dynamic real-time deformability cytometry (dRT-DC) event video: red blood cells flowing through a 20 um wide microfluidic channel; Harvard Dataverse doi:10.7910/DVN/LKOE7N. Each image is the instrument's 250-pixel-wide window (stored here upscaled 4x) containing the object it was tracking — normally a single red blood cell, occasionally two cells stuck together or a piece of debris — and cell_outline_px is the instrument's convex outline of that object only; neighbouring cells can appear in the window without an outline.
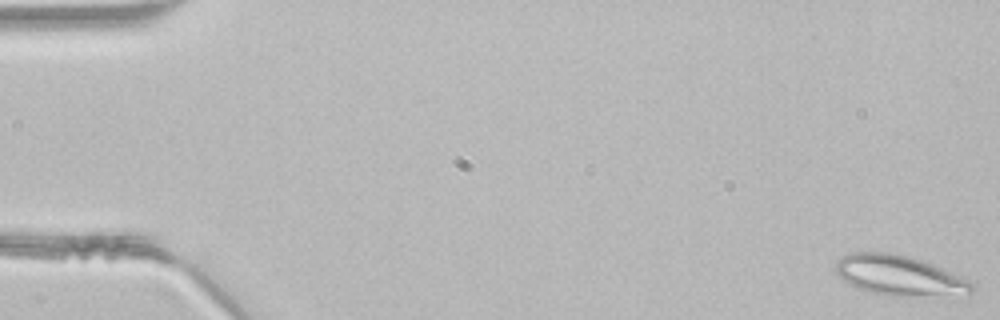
{"species": "common noctule bat (a hibernating species)", "species_latin": "Nyctalus noctula", "temperature_condition": "room temperature", "stored_images_in_passage": 47, "segment_of_instrument_passage": [1, 2], "camera_frame_rate_fps": 3000, "um_per_image_px": 0.085, "animal": {"sex": "male", "body_mass_g": 21.5, "forearm_length_mm": 52.0}, "frame": {"image": 1, "passage_image": 1, "time_ms": 0.0, "image_size_px": [1000, 320], "cell_outline_px": [[976, 288], [968, 300], [936, 300], [888, 296], [872, 292], [860, 288], [844, 280], [836, 272], [836, 260], [840, 256], [852, 252], [888, 252], [920, 260], [932, 264], [968, 280]], "centroid_in_image_um": [76.66, 23.53], "position_along_channel_um": 8.3, "area_um2": 33.52}}
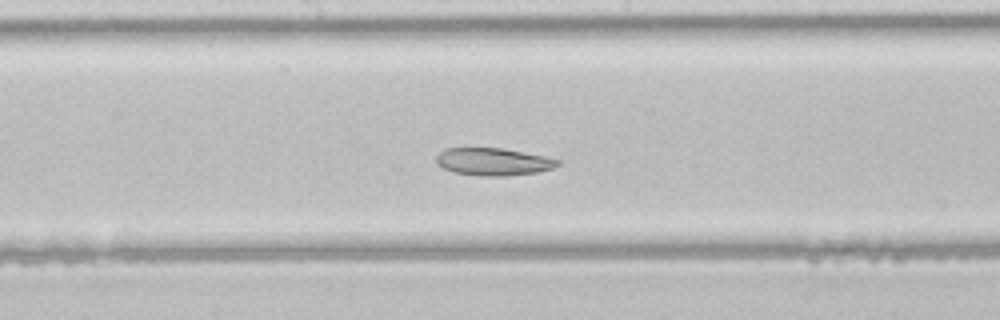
{"frame": {"image": 2, "passage_image": 25, "time_ms": 8.0, "image_size_px": [1000, 320], "cell_outline_px": [[560, 164], [552, 168], [536, 172], [508, 176], [480, 176], [456, 172], [444, 168], [436, 164], [436, 156], [444, 148], [500, 148], [544, 156], [560, 160]], "centroid_in_image_um": [41.91, 13.74], "position_along_channel_um": 206.3, "area_um2": 19.31}}
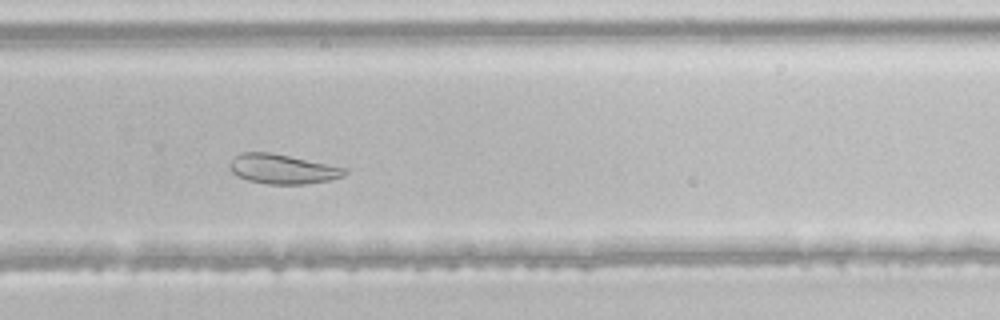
{"frame": {"image": 3, "passage_image": 32, "time_ms": 10.333, "image_size_px": [1000, 320], "cell_outline_px": [[348, 172], [344, 176], [328, 180], [304, 184], [268, 184], [248, 180], [232, 172], [228, 168], [228, 164], [240, 152], [272, 152], [348, 168]], "centroid_in_image_um": [24.03, 14.35], "position_along_channel_um": 305.8, "area_um2": 19.88}}